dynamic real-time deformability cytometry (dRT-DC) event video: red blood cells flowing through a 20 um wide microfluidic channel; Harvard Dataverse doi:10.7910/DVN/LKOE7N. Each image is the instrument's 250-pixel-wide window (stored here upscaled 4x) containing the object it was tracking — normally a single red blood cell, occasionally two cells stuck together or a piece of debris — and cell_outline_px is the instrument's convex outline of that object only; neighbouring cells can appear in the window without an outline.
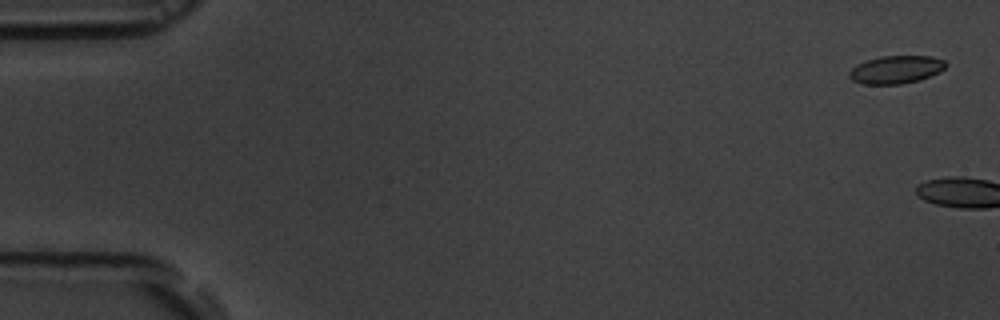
{"species": "common noctule bat (a hibernating species)", "species_latin": "Nyctalus noctula", "temperature_condition": "room temperature", "stored_images_in_passage": 2, "camera_frame_rate_fps": 3000, "um_per_image_px": 0.085, "animal": {"sex": "male", "body_mass_g": 19.5, "forearm_length_mm": 54.6}, "frame": {"image": 1, "passage_image": 1, "time_ms": 0.0, "image_size_px": [1000, 320], "cell_outline_px": [[948, 64], [940, 72], [920, 80], [900, 84], [864, 84], [852, 80], [848, 76], [848, 72], [856, 64], [864, 60], [880, 56], [932, 56], [944, 60]], "centroid_in_image_um": [76.15, 5.91], "position_along_channel_um": 8.9, "area_um2": 15.9}}